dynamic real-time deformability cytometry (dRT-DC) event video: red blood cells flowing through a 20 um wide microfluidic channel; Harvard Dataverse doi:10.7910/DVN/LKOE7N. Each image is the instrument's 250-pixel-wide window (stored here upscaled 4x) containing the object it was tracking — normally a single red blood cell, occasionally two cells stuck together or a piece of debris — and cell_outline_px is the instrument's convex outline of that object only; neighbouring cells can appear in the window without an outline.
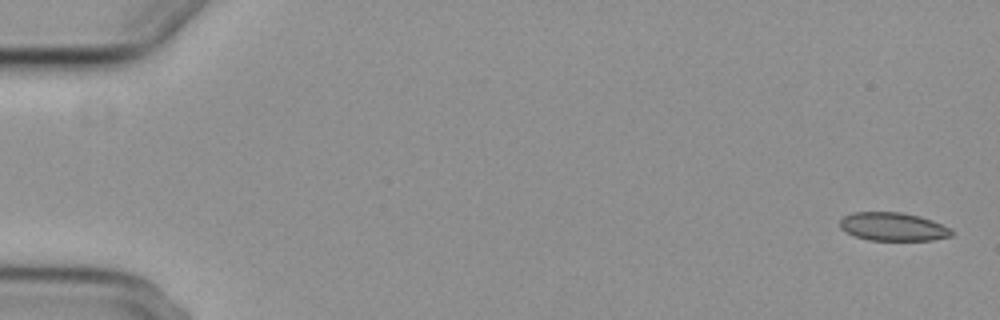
{"species": "common noctule bat (a hibernating species)", "species_latin": "Nyctalus noctula", "temperature_condition": "cold", "stored_images_in_passage": 6, "camera_frame_rate_fps": 3000, "um_per_image_px": 0.085, "animal": {"sex": "female", "body_mass_g": 29.2, "forearm_length_mm": 56.3}, "frame": {"image": 1, "passage_image": 1, "time_ms": 0.0, "image_size_px": [1000, 320], "cell_outline_px": [[952, 236], [932, 240], [868, 240], [856, 236], [840, 228], [840, 220], [844, 216], [852, 212], [900, 212], [920, 216], [932, 220], [952, 228]], "centroid_in_image_um": [75.93, 19.26], "position_along_channel_um": 9.1, "area_um2": 18.44}}
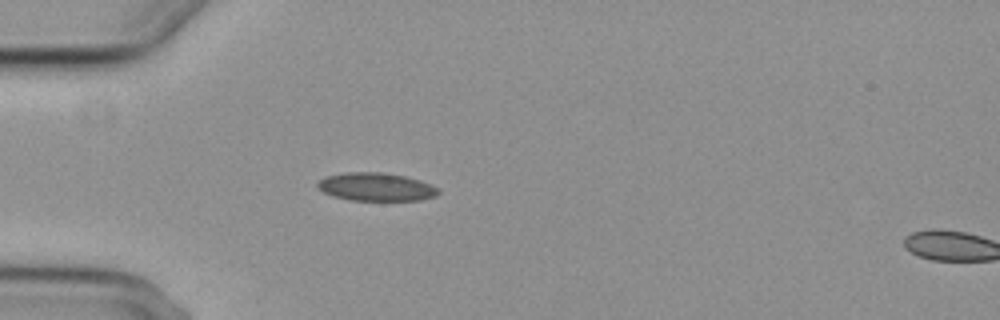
{"frame": {"image": 2, "passage_image": 5, "time_ms": 5.0, "image_size_px": [1000, 320], "cell_outline_px": [[440, 192], [436, 196], [420, 200], [348, 200], [332, 196], [324, 192], [316, 184], [324, 176], [344, 172], [384, 172], [404, 176], [420, 180], [432, 184], [440, 188]], "centroid_in_image_um": [31.99, 15.88], "position_along_channel_um": 53.0, "area_um2": 20.0}}